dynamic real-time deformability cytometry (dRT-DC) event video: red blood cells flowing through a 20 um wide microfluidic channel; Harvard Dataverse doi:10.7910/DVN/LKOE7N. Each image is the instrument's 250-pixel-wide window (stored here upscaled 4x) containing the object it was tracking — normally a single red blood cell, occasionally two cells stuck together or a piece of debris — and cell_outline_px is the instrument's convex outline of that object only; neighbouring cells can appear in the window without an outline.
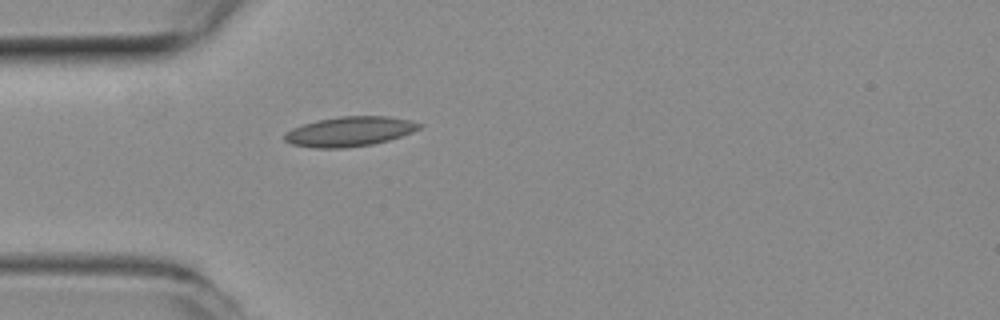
{"species": "common noctule bat (a hibernating species)", "species_latin": "Nyctalus noctula", "temperature_condition": "room temperature", "stored_images_in_passage": 38, "camera_frame_rate_fps": 3000, "um_per_image_px": 0.085, "animal": {"sex": "female", "body_mass_g": 19.3, "forearm_length_mm": 54.1}, "frame": {"image": 1, "passage_image": 1, "time_ms": 0.0, "image_size_px": [1000, 320], "cell_outline_px": [[424, 124], [420, 128], [412, 132], [388, 140], [372, 144], [344, 148], [316, 148], [292, 144], [284, 140], [284, 132], [292, 128], [316, 120], [340, 116], [388, 116], [408, 120]], "centroid_in_image_um": [29.7, 11.17], "position_along_channel_um": 55.3, "area_um2": 23.29}}
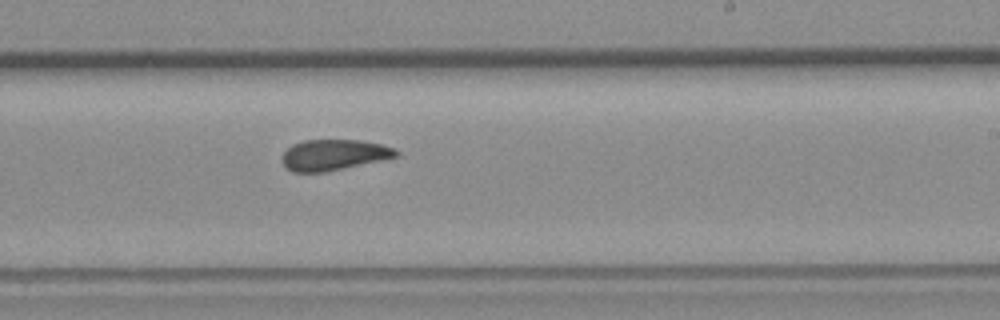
{"frame": {"image": 2, "passage_image": 17, "time_ms": 5.333, "image_size_px": [1000, 320], "cell_outline_px": [[400, 156], [324, 172], [292, 172], [284, 164], [284, 152], [292, 144], [304, 140], [360, 140], [380, 144], [396, 148], [400, 152]], "centroid_in_image_um": [28.42, 13.15], "position_along_channel_um": 260.6, "area_um2": 20.29}}
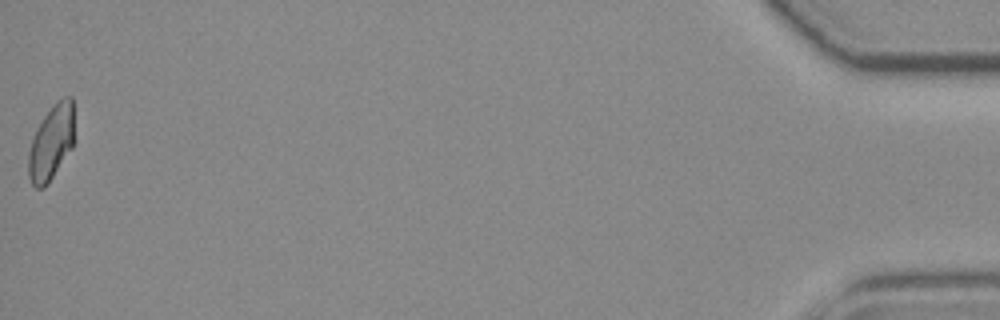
{"frame": {"image": 3, "passage_image": 38, "time_ms": 12.333, "image_size_px": [1000, 320], "cell_outline_px": [[72, 148], [48, 184], [44, 188], [36, 188], [32, 184], [28, 176], [28, 152], [32, 136], [36, 128], [44, 116], [56, 100], [64, 96], [72, 96]], "centroid_in_image_um": [4.32, 12.14], "position_along_channel_um": 430.9, "area_um2": 20.0}, "authors_computed_cell_mechanics": {"area_um2": 20.9525, "velocity_mm_per_s": 3.9408, "shape_relaxation_time_tau1_ms": null, "shape_relaxation_time_tau2_ms": 2.2877, "deformation_change_tau1": null, "deformation_change_tau2": 0.0649}}